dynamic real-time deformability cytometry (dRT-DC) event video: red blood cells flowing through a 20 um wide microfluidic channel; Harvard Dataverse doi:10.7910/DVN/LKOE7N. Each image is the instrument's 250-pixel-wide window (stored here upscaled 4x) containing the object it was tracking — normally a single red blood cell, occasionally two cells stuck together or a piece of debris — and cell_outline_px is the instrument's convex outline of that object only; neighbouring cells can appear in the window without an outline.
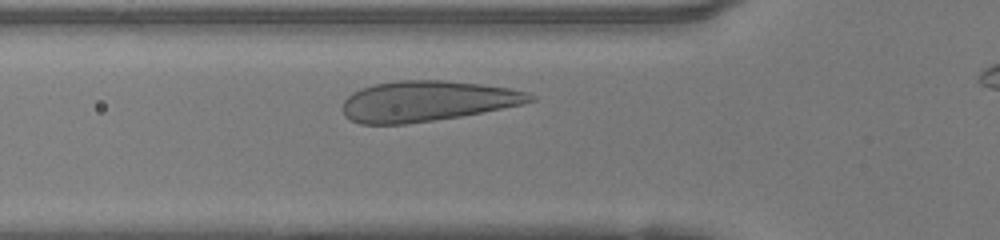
{"species": "human", "species_latin": "Homo sapiens", "temperature_condition": "warm", "stored_images_in_passage": 33, "camera_frame_rate_fps": 3000, "um_per_image_px": 0.085, "donor": {"sex": "female"}, "frame": {"image": 1, "passage_image": 9, "time_ms": 2.667, "image_size_px": [1000, 240], "cell_outline_px": [[536, 100], [524, 104], [460, 116], [404, 124], [360, 124], [344, 116], [340, 108], [344, 100], [352, 92], [360, 88], [376, 84], [400, 80], [444, 80], [480, 84], [508, 88], [528, 92], [536, 96]], "centroid_in_image_um": [36.27, 8.59], "position_along_channel_um": 89.5, "area_um2": 44.27}}
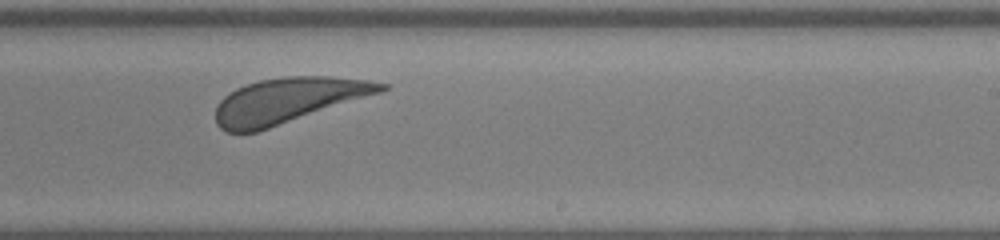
{"frame": {"image": 2, "passage_image": 22, "time_ms": 7.0, "image_size_px": [1000, 240], "cell_outline_px": [[388, 88], [380, 92], [256, 132], [228, 132], [220, 128], [216, 124], [216, 104], [228, 92], [244, 84], [260, 80], [284, 76], [328, 76], [368, 80], [388, 84]], "centroid_in_image_um": [24.42, 8.52], "position_along_channel_um": 264.6, "area_um2": 43.18}}
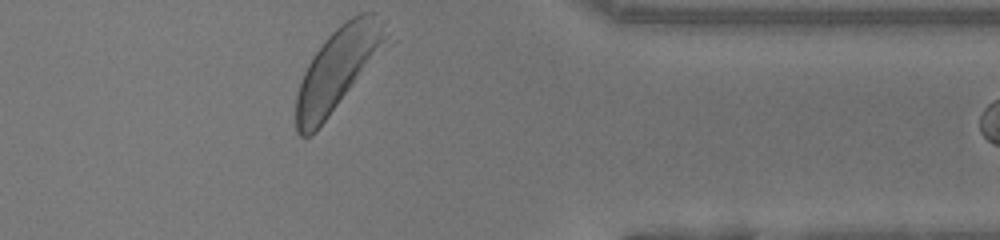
{"frame": {"image": 3, "passage_image": 32, "time_ms": 10.333, "image_size_px": [1000, 240], "cell_outline_px": [[384, 40], [328, 116], [316, 132], [308, 136], [300, 136], [296, 132], [296, 96], [304, 72], [312, 56], [324, 40], [340, 24], [352, 16], [360, 12], [372, 12], [380, 28]], "centroid_in_image_um": [28.49, 5.93], "position_along_channel_um": 382.9, "area_um2": 39.65}}